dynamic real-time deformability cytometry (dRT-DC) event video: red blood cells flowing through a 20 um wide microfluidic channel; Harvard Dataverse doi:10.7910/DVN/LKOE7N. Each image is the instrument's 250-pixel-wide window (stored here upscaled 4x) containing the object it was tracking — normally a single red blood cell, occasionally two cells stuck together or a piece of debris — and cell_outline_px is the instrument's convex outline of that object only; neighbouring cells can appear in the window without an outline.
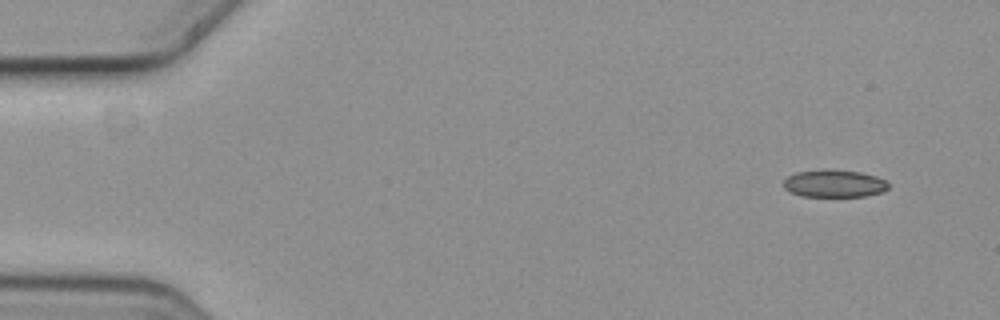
{"species": "common noctule bat (a hibernating species)", "species_latin": "Nyctalus noctula", "temperature_condition": "cold", "stored_images_in_passage": 10, "camera_frame_rate_fps": 3000, "um_per_image_px": 0.085, "animal": {"sex": "female", "body_mass_g": 19.3, "forearm_length_mm": 54.1}, "frame": {"image": 1, "passage_image": 1, "time_ms": 0.0, "image_size_px": [1000, 320], "cell_outline_px": [[888, 188], [880, 192], [864, 196], [800, 196], [784, 188], [784, 180], [788, 176], [796, 172], [860, 172], [876, 176], [884, 180], [888, 184]], "centroid_in_image_um": [70.91, 15.64], "position_along_channel_um": 14.1, "area_um2": 15.84}}
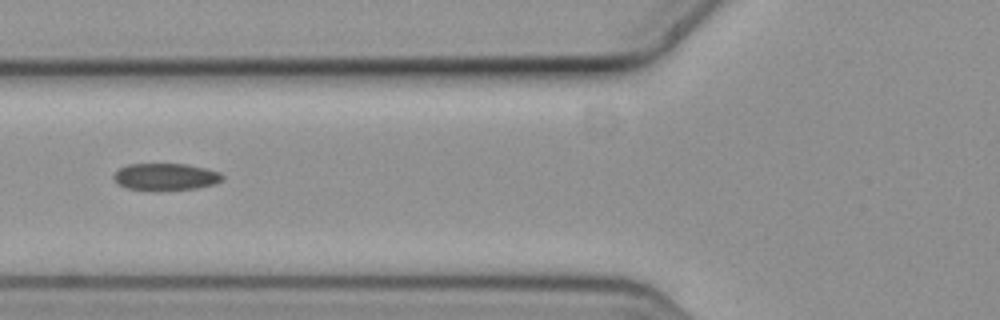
{"frame": {"image": 2, "passage_image": 6, "time_ms": 1.667, "image_size_px": [1000, 320], "cell_outline_px": [[224, 180], [216, 184], [196, 188], [160, 192], [156, 192], [128, 188], [116, 184], [112, 176], [120, 168], [128, 164], [188, 164], [220, 172], [224, 176]], "centroid_in_image_um": [14.08, 15.05], "position_along_channel_um": 111.7, "area_um2": 17.63}}
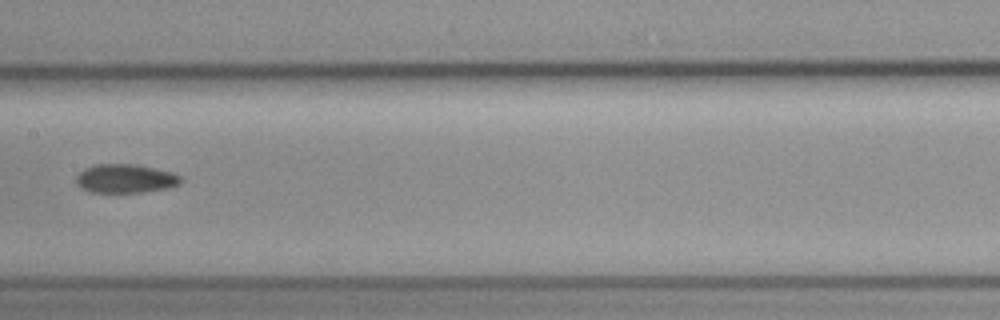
{"frame": {"image": 3, "passage_image": 8, "time_ms": 2.333, "image_size_px": [1000, 320], "cell_outline_px": [[184, 180], [180, 184], [168, 188], [140, 192], [88, 192], [80, 188], [76, 184], [76, 176], [84, 168], [92, 164], [136, 164], [172, 172], [180, 176]], "centroid_in_image_um": [10.64, 15.17], "position_along_channel_um": 196.8, "area_um2": 17.74}}